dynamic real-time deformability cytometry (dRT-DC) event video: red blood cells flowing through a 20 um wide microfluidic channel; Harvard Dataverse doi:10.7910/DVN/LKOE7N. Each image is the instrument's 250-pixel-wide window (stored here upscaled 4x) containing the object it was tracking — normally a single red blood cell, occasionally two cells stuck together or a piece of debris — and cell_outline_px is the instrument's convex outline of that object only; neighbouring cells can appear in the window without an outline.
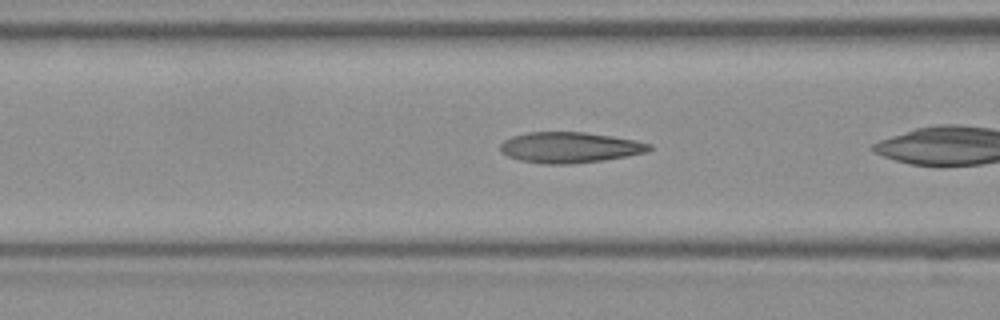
{"species": "Egyptian fruit bat (a non-hibernating species)", "species_latin": "Rousettus aegyptiacus", "temperature_condition": "room temperature", "stored_images_in_passage": 39, "camera_frame_rate_fps": 3000, "um_per_image_px": 0.085, "frame": {"image": 1, "passage_image": 18, "time_ms": 5.667, "image_size_px": [1000, 320], "cell_outline_px": [[652, 148], [648, 152], [628, 156], [604, 160], [568, 164], [544, 164], [520, 160], [508, 156], [500, 152], [500, 144], [504, 140], [512, 136], [528, 132], [584, 132], [612, 136], [636, 140], [652, 144]], "centroid_in_image_um": [48.44, 12.53], "position_along_channel_um": 118.2, "area_um2": 26.82}}
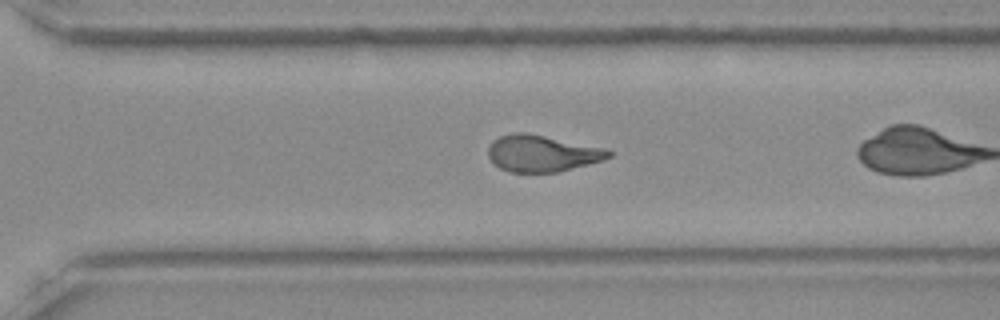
{"frame": {"image": 2, "passage_image": 34, "time_ms": 11.0, "image_size_px": [1000, 320], "cell_outline_px": [[612, 156], [604, 160], [556, 172], [508, 172], [500, 168], [488, 156], [488, 148], [492, 140], [500, 136], [512, 132], [528, 132], [608, 148], [612, 152]], "centroid_in_image_um": [46.1, 13.01], "position_along_channel_um": 324.5, "area_um2": 25.95}}
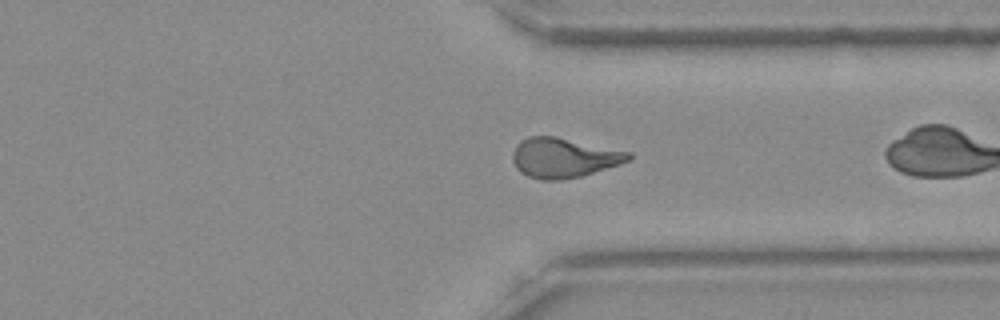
{"frame": {"image": 3, "passage_image": 37, "time_ms": 12.0, "image_size_px": [1000, 320], "cell_outline_px": [[632, 160], [620, 164], [580, 176], [560, 180], [540, 180], [528, 176], [520, 172], [516, 168], [512, 160], [512, 152], [516, 144], [520, 140], [528, 136], [556, 136], [632, 152]], "centroid_in_image_um": [47.9, 13.4], "position_along_channel_um": 363.5, "area_um2": 27.11}}